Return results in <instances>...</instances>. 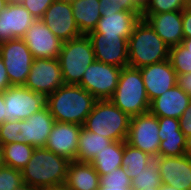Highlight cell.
<instances>
[{"instance_id": "b9f144b4", "label": "cell", "mask_w": 191, "mask_h": 190, "mask_svg": "<svg viewBox=\"0 0 191 190\" xmlns=\"http://www.w3.org/2000/svg\"><path fill=\"white\" fill-rule=\"evenodd\" d=\"M4 122H6L5 101L3 92H0V125Z\"/></svg>"}, {"instance_id": "60d3db41", "label": "cell", "mask_w": 191, "mask_h": 190, "mask_svg": "<svg viewBox=\"0 0 191 190\" xmlns=\"http://www.w3.org/2000/svg\"><path fill=\"white\" fill-rule=\"evenodd\" d=\"M9 78L2 58L0 57V92L10 87Z\"/></svg>"}, {"instance_id": "f907efd6", "label": "cell", "mask_w": 191, "mask_h": 190, "mask_svg": "<svg viewBox=\"0 0 191 190\" xmlns=\"http://www.w3.org/2000/svg\"><path fill=\"white\" fill-rule=\"evenodd\" d=\"M9 0H0V11L6 8Z\"/></svg>"}, {"instance_id": "4316f807", "label": "cell", "mask_w": 191, "mask_h": 190, "mask_svg": "<svg viewBox=\"0 0 191 190\" xmlns=\"http://www.w3.org/2000/svg\"><path fill=\"white\" fill-rule=\"evenodd\" d=\"M113 141L81 127L78 140L76 161L90 162L97 153H100Z\"/></svg>"}, {"instance_id": "4fadbf2b", "label": "cell", "mask_w": 191, "mask_h": 190, "mask_svg": "<svg viewBox=\"0 0 191 190\" xmlns=\"http://www.w3.org/2000/svg\"><path fill=\"white\" fill-rule=\"evenodd\" d=\"M22 39L34 59L58 58L63 45V42L51 32L41 19L33 21Z\"/></svg>"}, {"instance_id": "f546056e", "label": "cell", "mask_w": 191, "mask_h": 190, "mask_svg": "<svg viewBox=\"0 0 191 190\" xmlns=\"http://www.w3.org/2000/svg\"><path fill=\"white\" fill-rule=\"evenodd\" d=\"M161 184L159 165L155 159H152L147 167L131 180V187L133 190H144L150 187H160Z\"/></svg>"}, {"instance_id": "603a6c76", "label": "cell", "mask_w": 191, "mask_h": 190, "mask_svg": "<svg viewBox=\"0 0 191 190\" xmlns=\"http://www.w3.org/2000/svg\"><path fill=\"white\" fill-rule=\"evenodd\" d=\"M54 122L47 106L23 120L25 143L34 148L45 147Z\"/></svg>"}, {"instance_id": "7402d4cb", "label": "cell", "mask_w": 191, "mask_h": 190, "mask_svg": "<svg viewBox=\"0 0 191 190\" xmlns=\"http://www.w3.org/2000/svg\"><path fill=\"white\" fill-rule=\"evenodd\" d=\"M142 13L119 11L114 14H102L96 28L89 33H101L104 36H122L128 39Z\"/></svg>"}, {"instance_id": "f1b7e54d", "label": "cell", "mask_w": 191, "mask_h": 190, "mask_svg": "<svg viewBox=\"0 0 191 190\" xmlns=\"http://www.w3.org/2000/svg\"><path fill=\"white\" fill-rule=\"evenodd\" d=\"M154 159L149 154L132 147L124 141V154L122 158V167H124L132 180L147 167L149 162Z\"/></svg>"}, {"instance_id": "1f68e13d", "label": "cell", "mask_w": 191, "mask_h": 190, "mask_svg": "<svg viewBox=\"0 0 191 190\" xmlns=\"http://www.w3.org/2000/svg\"><path fill=\"white\" fill-rule=\"evenodd\" d=\"M187 5V0H145L142 14L182 11Z\"/></svg>"}, {"instance_id": "484cf974", "label": "cell", "mask_w": 191, "mask_h": 190, "mask_svg": "<svg viewBox=\"0 0 191 190\" xmlns=\"http://www.w3.org/2000/svg\"><path fill=\"white\" fill-rule=\"evenodd\" d=\"M124 141H114L90 161L99 176L122 167Z\"/></svg>"}, {"instance_id": "ee69618b", "label": "cell", "mask_w": 191, "mask_h": 190, "mask_svg": "<svg viewBox=\"0 0 191 190\" xmlns=\"http://www.w3.org/2000/svg\"><path fill=\"white\" fill-rule=\"evenodd\" d=\"M98 190H133L132 187H104L99 186Z\"/></svg>"}, {"instance_id": "d4e9b609", "label": "cell", "mask_w": 191, "mask_h": 190, "mask_svg": "<svg viewBox=\"0 0 191 190\" xmlns=\"http://www.w3.org/2000/svg\"><path fill=\"white\" fill-rule=\"evenodd\" d=\"M75 23L81 34L93 31L101 18L99 0H73L71 2Z\"/></svg>"}, {"instance_id": "7a4b0ae2", "label": "cell", "mask_w": 191, "mask_h": 190, "mask_svg": "<svg viewBox=\"0 0 191 190\" xmlns=\"http://www.w3.org/2000/svg\"><path fill=\"white\" fill-rule=\"evenodd\" d=\"M70 161L45 147L35 148L29 163L21 169L23 182L37 190L64 185Z\"/></svg>"}, {"instance_id": "3957f363", "label": "cell", "mask_w": 191, "mask_h": 190, "mask_svg": "<svg viewBox=\"0 0 191 190\" xmlns=\"http://www.w3.org/2000/svg\"><path fill=\"white\" fill-rule=\"evenodd\" d=\"M169 48L155 30L141 18L128 38L129 66L140 69L168 60Z\"/></svg>"}, {"instance_id": "8fae6325", "label": "cell", "mask_w": 191, "mask_h": 190, "mask_svg": "<svg viewBox=\"0 0 191 190\" xmlns=\"http://www.w3.org/2000/svg\"><path fill=\"white\" fill-rule=\"evenodd\" d=\"M64 83L58 58L34 59L24 86L46 97Z\"/></svg>"}, {"instance_id": "db71d44e", "label": "cell", "mask_w": 191, "mask_h": 190, "mask_svg": "<svg viewBox=\"0 0 191 190\" xmlns=\"http://www.w3.org/2000/svg\"><path fill=\"white\" fill-rule=\"evenodd\" d=\"M9 1L13 3H21L23 0H9Z\"/></svg>"}, {"instance_id": "5b68a950", "label": "cell", "mask_w": 191, "mask_h": 190, "mask_svg": "<svg viewBox=\"0 0 191 190\" xmlns=\"http://www.w3.org/2000/svg\"><path fill=\"white\" fill-rule=\"evenodd\" d=\"M110 100L130 117L149 112L150 101L139 68H122L117 88Z\"/></svg>"}, {"instance_id": "83f0119b", "label": "cell", "mask_w": 191, "mask_h": 190, "mask_svg": "<svg viewBox=\"0 0 191 190\" xmlns=\"http://www.w3.org/2000/svg\"><path fill=\"white\" fill-rule=\"evenodd\" d=\"M34 147L27 143H9L3 145L5 166L21 170L32 157Z\"/></svg>"}, {"instance_id": "ba28073f", "label": "cell", "mask_w": 191, "mask_h": 190, "mask_svg": "<svg viewBox=\"0 0 191 190\" xmlns=\"http://www.w3.org/2000/svg\"><path fill=\"white\" fill-rule=\"evenodd\" d=\"M122 68L94 61L78 84L97 100H110L117 88Z\"/></svg>"}, {"instance_id": "11a10c76", "label": "cell", "mask_w": 191, "mask_h": 190, "mask_svg": "<svg viewBox=\"0 0 191 190\" xmlns=\"http://www.w3.org/2000/svg\"><path fill=\"white\" fill-rule=\"evenodd\" d=\"M59 1L72 2L73 0H59Z\"/></svg>"}, {"instance_id": "bcb514c9", "label": "cell", "mask_w": 191, "mask_h": 190, "mask_svg": "<svg viewBox=\"0 0 191 190\" xmlns=\"http://www.w3.org/2000/svg\"><path fill=\"white\" fill-rule=\"evenodd\" d=\"M187 50L191 52V38L189 39H183V42L181 43Z\"/></svg>"}, {"instance_id": "ac0fdd59", "label": "cell", "mask_w": 191, "mask_h": 190, "mask_svg": "<svg viewBox=\"0 0 191 190\" xmlns=\"http://www.w3.org/2000/svg\"><path fill=\"white\" fill-rule=\"evenodd\" d=\"M159 165L161 183L180 190H191V157L158 156L154 158Z\"/></svg>"}, {"instance_id": "9c48e42d", "label": "cell", "mask_w": 191, "mask_h": 190, "mask_svg": "<svg viewBox=\"0 0 191 190\" xmlns=\"http://www.w3.org/2000/svg\"><path fill=\"white\" fill-rule=\"evenodd\" d=\"M3 94L6 121L25 120L46 107V96L25 86H10Z\"/></svg>"}, {"instance_id": "52a82bcc", "label": "cell", "mask_w": 191, "mask_h": 190, "mask_svg": "<svg viewBox=\"0 0 191 190\" xmlns=\"http://www.w3.org/2000/svg\"><path fill=\"white\" fill-rule=\"evenodd\" d=\"M2 58L11 86H24L34 61L32 53L22 38L0 43Z\"/></svg>"}, {"instance_id": "e0dca14e", "label": "cell", "mask_w": 191, "mask_h": 190, "mask_svg": "<svg viewBox=\"0 0 191 190\" xmlns=\"http://www.w3.org/2000/svg\"><path fill=\"white\" fill-rule=\"evenodd\" d=\"M34 20L21 3L9 1L6 8L0 11V43L22 38Z\"/></svg>"}, {"instance_id": "f6af8a7d", "label": "cell", "mask_w": 191, "mask_h": 190, "mask_svg": "<svg viewBox=\"0 0 191 190\" xmlns=\"http://www.w3.org/2000/svg\"><path fill=\"white\" fill-rule=\"evenodd\" d=\"M14 190H37L35 187L30 186L27 183H22L18 187H16Z\"/></svg>"}, {"instance_id": "7c38bea8", "label": "cell", "mask_w": 191, "mask_h": 190, "mask_svg": "<svg viewBox=\"0 0 191 190\" xmlns=\"http://www.w3.org/2000/svg\"><path fill=\"white\" fill-rule=\"evenodd\" d=\"M96 61L115 67H127L128 39L122 36H104L101 33H88Z\"/></svg>"}, {"instance_id": "816d5d0a", "label": "cell", "mask_w": 191, "mask_h": 190, "mask_svg": "<svg viewBox=\"0 0 191 190\" xmlns=\"http://www.w3.org/2000/svg\"><path fill=\"white\" fill-rule=\"evenodd\" d=\"M141 7H143V4L145 0H135Z\"/></svg>"}, {"instance_id": "d6986e66", "label": "cell", "mask_w": 191, "mask_h": 190, "mask_svg": "<svg viewBox=\"0 0 191 190\" xmlns=\"http://www.w3.org/2000/svg\"><path fill=\"white\" fill-rule=\"evenodd\" d=\"M144 19L169 46L183 42L182 11L163 12L159 14H142Z\"/></svg>"}, {"instance_id": "5bb4252c", "label": "cell", "mask_w": 191, "mask_h": 190, "mask_svg": "<svg viewBox=\"0 0 191 190\" xmlns=\"http://www.w3.org/2000/svg\"><path fill=\"white\" fill-rule=\"evenodd\" d=\"M41 20L62 42L82 35L75 23L71 2L55 0Z\"/></svg>"}, {"instance_id": "44dd1931", "label": "cell", "mask_w": 191, "mask_h": 190, "mask_svg": "<svg viewBox=\"0 0 191 190\" xmlns=\"http://www.w3.org/2000/svg\"><path fill=\"white\" fill-rule=\"evenodd\" d=\"M190 101L191 96L175 85L150 102L149 112L157 117L179 119L189 106Z\"/></svg>"}, {"instance_id": "f35d334b", "label": "cell", "mask_w": 191, "mask_h": 190, "mask_svg": "<svg viewBox=\"0 0 191 190\" xmlns=\"http://www.w3.org/2000/svg\"><path fill=\"white\" fill-rule=\"evenodd\" d=\"M183 36L184 39L191 38V5L182 10Z\"/></svg>"}, {"instance_id": "681fc988", "label": "cell", "mask_w": 191, "mask_h": 190, "mask_svg": "<svg viewBox=\"0 0 191 190\" xmlns=\"http://www.w3.org/2000/svg\"><path fill=\"white\" fill-rule=\"evenodd\" d=\"M47 190H72V189L64 184V185H59V186H56L54 188H50Z\"/></svg>"}, {"instance_id": "836d02e7", "label": "cell", "mask_w": 191, "mask_h": 190, "mask_svg": "<svg viewBox=\"0 0 191 190\" xmlns=\"http://www.w3.org/2000/svg\"><path fill=\"white\" fill-rule=\"evenodd\" d=\"M100 14H114L119 11L142 13V7L135 0H99Z\"/></svg>"}, {"instance_id": "4dcf8cb0", "label": "cell", "mask_w": 191, "mask_h": 190, "mask_svg": "<svg viewBox=\"0 0 191 190\" xmlns=\"http://www.w3.org/2000/svg\"><path fill=\"white\" fill-rule=\"evenodd\" d=\"M169 60L176 74L191 73V52L182 44L169 48Z\"/></svg>"}, {"instance_id": "277c9868", "label": "cell", "mask_w": 191, "mask_h": 190, "mask_svg": "<svg viewBox=\"0 0 191 190\" xmlns=\"http://www.w3.org/2000/svg\"><path fill=\"white\" fill-rule=\"evenodd\" d=\"M130 120L131 117L122 112L111 100H97L82 127L113 142L126 141Z\"/></svg>"}, {"instance_id": "f5cc1de1", "label": "cell", "mask_w": 191, "mask_h": 190, "mask_svg": "<svg viewBox=\"0 0 191 190\" xmlns=\"http://www.w3.org/2000/svg\"><path fill=\"white\" fill-rule=\"evenodd\" d=\"M144 190H159V187H150V188H146Z\"/></svg>"}, {"instance_id": "ffe728a7", "label": "cell", "mask_w": 191, "mask_h": 190, "mask_svg": "<svg viewBox=\"0 0 191 190\" xmlns=\"http://www.w3.org/2000/svg\"><path fill=\"white\" fill-rule=\"evenodd\" d=\"M160 146L159 156L178 157L186 155V136L180 130L179 119L172 117H158Z\"/></svg>"}, {"instance_id": "d6a6232c", "label": "cell", "mask_w": 191, "mask_h": 190, "mask_svg": "<svg viewBox=\"0 0 191 190\" xmlns=\"http://www.w3.org/2000/svg\"><path fill=\"white\" fill-rule=\"evenodd\" d=\"M0 142L2 145L9 143H25L23 137V120L6 121L0 125Z\"/></svg>"}, {"instance_id": "e575fe53", "label": "cell", "mask_w": 191, "mask_h": 190, "mask_svg": "<svg viewBox=\"0 0 191 190\" xmlns=\"http://www.w3.org/2000/svg\"><path fill=\"white\" fill-rule=\"evenodd\" d=\"M99 182V186L104 187H131V179L124 167H120L109 174L100 176Z\"/></svg>"}, {"instance_id": "cb8c5ba5", "label": "cell", "mask_w": 191, "mask_h": 190, "mask_svg": "<svg viewBox=\"0 0 191 190\" xmlns=\"http://www.w3.org/2000/svg\"><path fill=\"white\" fill-rule=\"evenodd\" d=\"M100 176L90 162L70 161L65 185L72 190H98Z\"/></svg>"}, {"instance_id": "2e32d148", "label": "cell", "mask_w": 191, "mask_h": 190, "mask_svg": "<svg viewBox=\"0 0 191 190\" xmlns=\"http://www.w3.org/2000/svg\"><path fill=\"white\" fill-rule=\"evenodd\" d=\"M81 125L55 121L45 148L55 154L76 161Z\"/></svg>"}, {"instance_id": "30bf717a", "label": "cell", "mask_w": 191, "mask_h": 190, "mask_svg": "<svg viewBox=\"0 0 191 190\" xmlns=\"http://www.w3.org/2000/svg\"><path fill=\"white\" fill-rule=\"evenodd\" d=\"M158 117L150 112L131 117L126 142L153 158L159 156L160 137Z\"/></svg>"}, {"instance_id": "7bdbcfd3", "label": "cell", "mask_w": 191, "mask_h": 190, "mask_svg": "<svg viewBox=\"0 0 191 190\" xmlns=\"http://www.w3.org/2000/svg\"><path fill=\"white\" fill-rule=\"evenodd\" d=\"M185 152H186V155L191 157V136L186 137Z\"/></svg>"}, {"instance_id": "8d00e7d4", "label": "cell", "mask_w": 191, "mask_h": 190, "mask_svg": "<svg viewBox=\"0 0 191 190\" xmlns=\"http://www.w3.org/2000/svg\"><path fill=\"white\" fill-rule=\"evenodd\" d=\"M54 1L55 0H23L21 4L35 19H41Z\"/></svg>"}, {"instance_id": "6da1fadb", "label": "cell", "mask_w": 191, "mask_h": 190, "mask_svg": "<svg viewBox=\"0 0 191 190\" xmlns=\"http://www.w3.org/2000/svg\"><path fill=\"white\" fill-rule=\"evenodd\" d=\"M97 99L80 85L63 84L46 97V106L54 120L83 125Z\"/></svg>"}, {"instance_id": "d590c367", "label": "cell", "mask_w": 191, "mask_h": 190, "mask_svg": "<svg viewBox=\"0 0 191 190\" xmlns=\"http://www.w3.org/2000/svg\"><path fill=\"white\" fill-rule=\"evenodd\" d=\"M23 183L21 170L3 166L0 168V190H14Z\"/></svg>"}, {"instance_id": "7dc6e473", "label": "cell", "mask_w": 191, "mask_h": 190, "mask_svg": "<svg viewBox=\"0 0 191 190\" xmlns=\"http://www.w3.org/2000/svg\"><path fill=\"white\" fill-rule=\"evenodd\" d=\"M5 166L4 156H3V145L0 142V168Z\"/></svg>"}, {"instance_id": "ab89813d", "label": "cell", "mask_w": 191, "mask_h": 190, "mask_svg": "<svg viewBox=\"0 0 191 190\" xmlns=\"http://www.w3.org/2000/svg\"><path fill=\"white\" fill-rule=\"evenodd\" d=\"M177 85L191 96V73L177 74Z\"/></svg>"}, {"instance_id": "74e56055", "label": "cell", "mask_w": 191, "mask_h": 190, "mask_svg": "<svg viewBox=\"0 0 191 190\" xmlns=\"http://www.w3.org/2000/svg\"><path fill=\"white\" fill-rule=\"evenodd\" d=\"M179 121H180V130L184 133L186 137L191 136V101L187 109L179 118Z\"/></svg>"}, {"instance_id": "c3c4849f", "label": "cell", "mask_w": 191, "mask_h": 190, "mask_svg": "<svg viewBox=\"0 0 191 190\" xmlns=\"http://www.w3.org/2000/svg\"><path fill=\"white\" fill-rule=\"evenodd\" d=\"M159 190H180V189H177L173 186H169L167 184H161V186L159 187Z\"/></svg>"}, {"instance_id": "9f6ffc18", "label": "cell", "mask_w": 191, "mask_h": 190, "mask_svg": "<svg viewBox=\"0 0 191 190\" xmlns=\"http://www.w3.org/2000/svg\"><path fill=\"white\" fill-rule=\"evenodd\" d=\"M187 4H188V5H191V0H187Z\"/></svg>"}, {"instance_id": "9a60e30c", "label": "cell", "mask_w": 191, "mask_h": 190, "mask_svg": "<svg viewBox=\"0 0 191 190\" xmlns=\"http://www.w3.org/2000/svg\"><path fill=\"white\" fill-rule=\"evenodd\" d=\"M140 72L150 102L177 85V74L169 59L144 66Z\"/></svg>"}, {"instance_id": "8992f818", "label": "cell", "mask_w": 191, "mask_h": 190, "mask_svg": "<svg viewBox=\"0 0 191 190\" xmlns=\"http://www.w3.org/2000/svg\"><path fill=\"white\" fill-rule=\"evenodd\" d=\"M92 43L87 35L63 42L58 56L65 84L78 85L85 70L95 61Z\"/></svg>"}]
</instances>
